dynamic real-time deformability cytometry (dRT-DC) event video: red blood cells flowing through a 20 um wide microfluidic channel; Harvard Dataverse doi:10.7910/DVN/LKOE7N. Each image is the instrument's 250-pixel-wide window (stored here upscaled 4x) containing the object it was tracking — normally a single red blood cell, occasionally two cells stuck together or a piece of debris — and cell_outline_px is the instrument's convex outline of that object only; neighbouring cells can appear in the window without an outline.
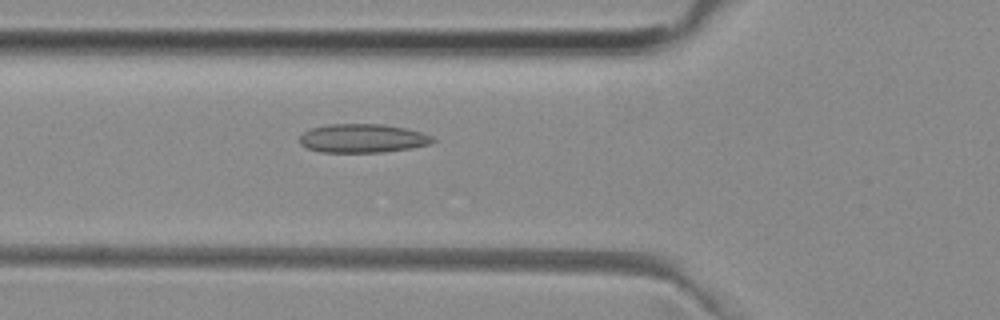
{"species": "common noctule bat (a hibernating species)", "species_latin": "Nyctalus noctula", "temperature_condition": "room temperature", "stored_images_in_passage": 37, "camera_frame_rate_fps": 3000, "um_per_image_px": 0.085, "animal": {"sex": "female", "body_mass_g": 29.2, "forearm_length_mm": 56.3}, "frame": {"image": 1, "passage_image": 4, "time_ms": 1.0, "image_size_px": [1000, 320], "cell_outline_px": [[436, 140], [428, 144], [412, 148], [384, 152], [320, 152], [308, 148], [300, 144], [300, 136], [304, 132], [312, 128], [328, 124], [384, 124], [404, 128], [420, 132], [432, 136]], "centroid_in_image_um": [30.82, 11.76], "position_along_channel_um": 95.0, "area_um2": 22.2}}
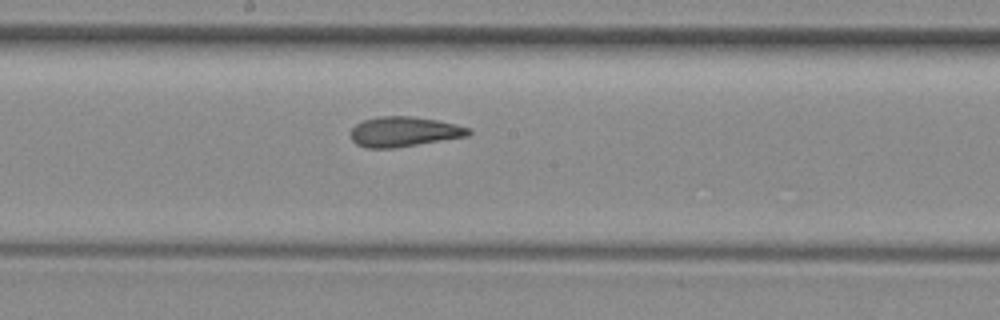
{"frame": {"image": 2, "passage_image": 13, "time_ms": 4.0, "image_size_px": [1000, 320], "cell_outline_px": [[472, 132], [468, 136], [392, 148], [368, 148], [356, 144], [352, 140], [352, 128], [356, 124], [364, 120], [380, 116], [412, 116], [436, 120], [456, 124], [472, 128]], "centroid_in_image_um": [34.37, 11.19], "position_along_channel_um": 213.8, "area_um2": 20.46}}
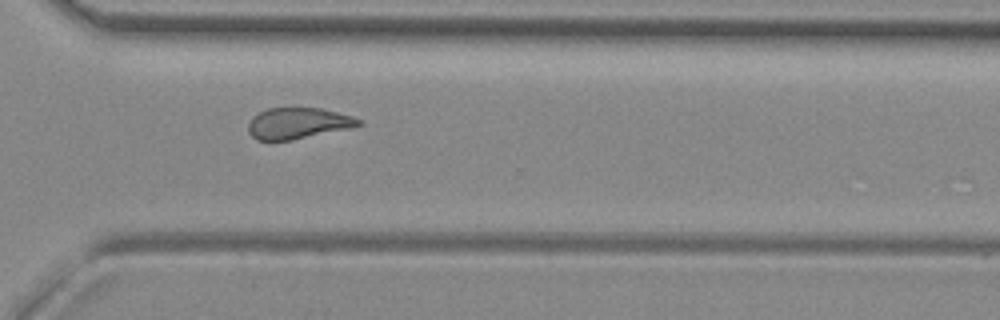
{"frame": {"image": 3, "passage_image": 23, "time_ms": 7.333, "image_size_px": [1000, 320], "cell_outline_px": [[364, 124], [352, 128], [292, 140], [256, 140], [248, 132], [248, 124], [252, 116], [268, 108], [320, 108], [352, 116], [360, 120]], "centroid_in_image_um": [25.33, 10.48], "position_along_channel_um": 345.3, "area_um2": 20.06}, "authors_computed_cell_mechanics": {"area_um2": 20.8658, "velocity_mm_per_s": 3.9502, "shape_relaxation_time_tau1_ms": null, "shape_relaxation_time_tau2_ms": 2.2087, "deformation_change_tau1": null, "deformation_change_tau2": 0.082}}